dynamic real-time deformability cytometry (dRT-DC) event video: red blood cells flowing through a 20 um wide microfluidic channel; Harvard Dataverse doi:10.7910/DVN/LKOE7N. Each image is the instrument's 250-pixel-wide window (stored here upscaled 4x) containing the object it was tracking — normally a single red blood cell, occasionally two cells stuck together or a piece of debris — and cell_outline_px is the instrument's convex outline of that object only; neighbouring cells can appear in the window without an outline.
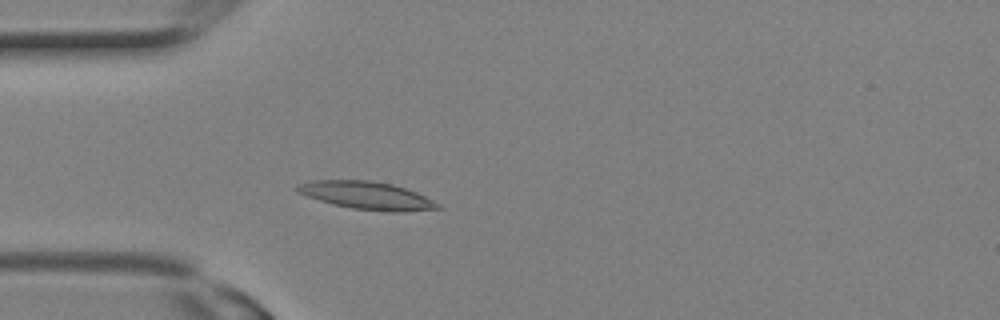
{"species": "Egyptian fruit bat (a non-hibernating species)", "species_latin": "Rousettus aegyptiacus", "temperature_condition": "room temperature", "stored_images_in_passage": 9, "camera_frame_rate_fps": 3000, "um_per_image_px": 0.085, "animal": {"sex": "female"}, "frame": {"image": 1, "passage_image": 7, "time_ms": 2.0, "image_size_px": [1000, 320], "cell_outline_px": [[444, 208], [400, 212], [388, 212], [352, 208], [332, 204], [296, 192], [292, 188], [296, 184], [316, 180], [368, 180], [392, 184], [416, 192], [440, 204]], "centroid_in_image_um": [31.15, 16.62], "position_along_channel_um": 53.8, "area_um2": 22.77}}
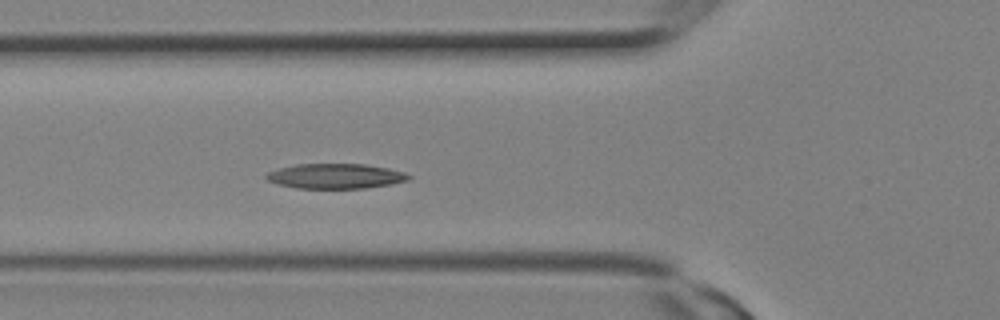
{"frame": {"image": 2, "passage_image": 9, "time_ms": 2.667, "image_size_px": [1000, 320], "cell_outline_px": [[412, 176], [408, 180], [388, 184], [364, 188], [296, 188], [276, 184], [268, 180], [264, 176], [268, 172], [280, 168], [296, 164], [364, 164], [388, 168], [404, 172]], "centroid_in_image_um": [28.49, 14.97], "position_along_channel_um": 97.3, "area_um2": 20.58}}